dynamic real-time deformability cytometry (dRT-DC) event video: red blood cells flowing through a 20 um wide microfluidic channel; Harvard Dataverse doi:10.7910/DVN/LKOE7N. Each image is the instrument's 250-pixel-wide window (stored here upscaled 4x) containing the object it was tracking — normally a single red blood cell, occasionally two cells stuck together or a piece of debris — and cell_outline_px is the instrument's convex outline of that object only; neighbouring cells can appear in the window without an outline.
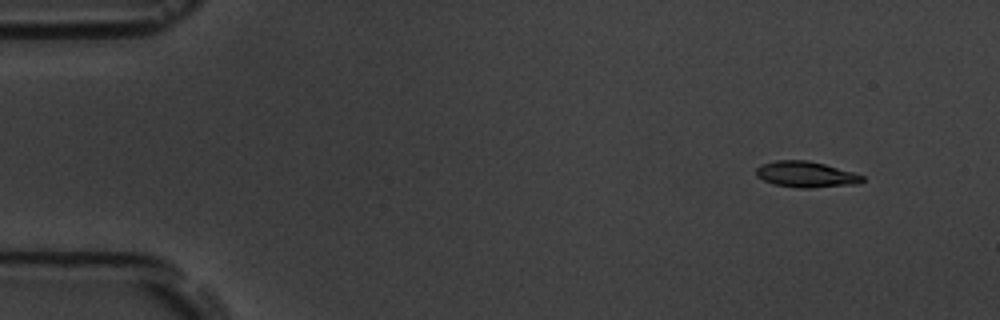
{"species": "common noctule bat (a hibernating species)", "species_latin": "Nyctalus noctula", "temperature_condition": "room temperature", "stored_images_in_passage": 7, "camera_frame_rate_fps": 3000, "um_per_image_px": 0.085, "animal": {"sex": "male", "body_mass_g": 19.5, "forearm_length_mm": 54.6}, "frame": {"image": 1, "passage_image": 1, "time_ms": 0.0, "image_size_px": [1000, 320], "cell_outline_px": [[864, 180], [860, 184], [812, 188], [800, 188], [772, 184], [756, 176], [756, 168], [760, 164], [776, 160], [808, 160], [824, 164], [852, 172], [864, 176]], "centroid_in_image_um": [68.5, 14.83], "position_along_channel_um": 16.5, "area_um2": 16.18}}
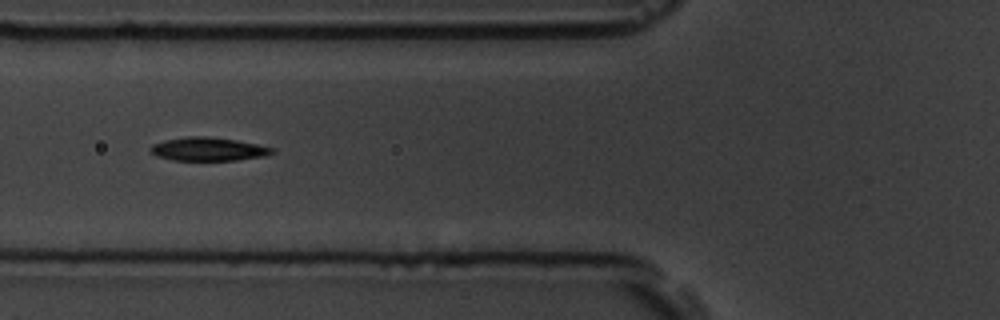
{"frame": {"image": 2, "passage_image": 5, "time_ms": 5.333, "image_size_px": [1000, 320], "cell_outline_px": [[276, 152], [264, 156], [236, 160], [172, 160], [156, 156], [148, 148], [152, 144], [164, 140], [188, 136], [208, 136], [236, 140], [276, 148]], "centroid_in_image_um": [17.7, 12.67], "position_along_channel_um": 108.1, "area_um2": 16.7}}
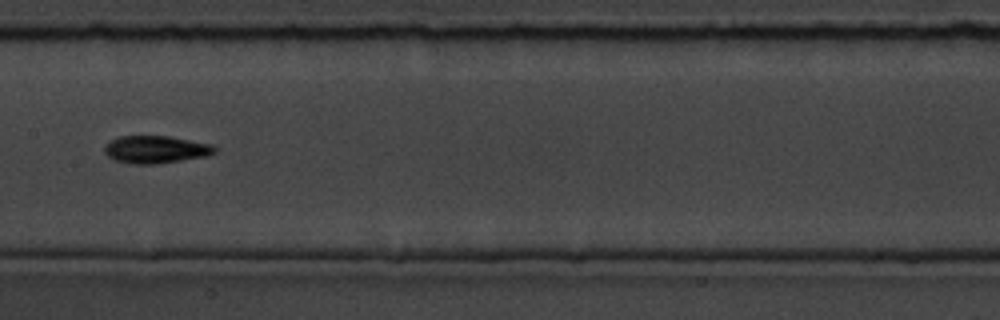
{"frame": {"image": 3, "passage_image": 7, "time_ms": 7.667, "image_size_px": [1000, 320], "cell_outline_px": [[216, 152], [204, 156], [156, 164], [132, 164], [116, 160], [108, 156], [104, 152], [104, 148], [112, 140], [120, 136], [168, 136], [212, 144], [216, 148]], "centroid_in_image_um": [13.24, 12.7], "position_along_channel_um": 194.2, "area_um2": 17.4}}